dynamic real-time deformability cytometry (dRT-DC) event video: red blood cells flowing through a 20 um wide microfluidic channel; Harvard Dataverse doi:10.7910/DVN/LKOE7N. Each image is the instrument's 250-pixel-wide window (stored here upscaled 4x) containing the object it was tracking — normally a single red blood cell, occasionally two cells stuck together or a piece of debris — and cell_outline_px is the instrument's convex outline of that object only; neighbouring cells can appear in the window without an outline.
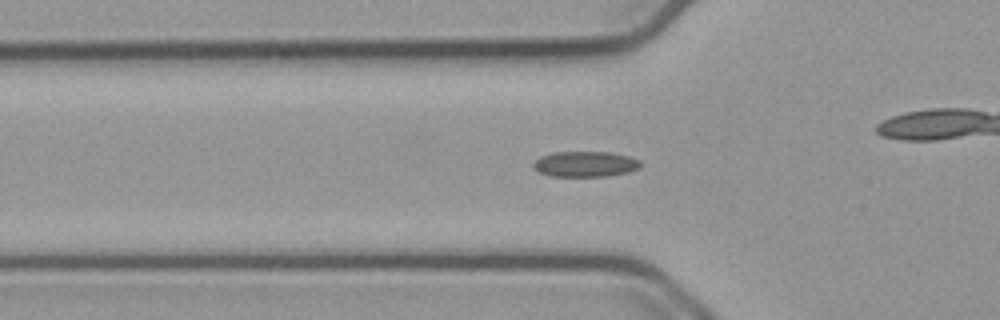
{"species": "common noctule bat (a hibernating species)", "species_latin": "Nyctalus noctula", "temperature_condition": "cold", "stored_images_in_passage": 42, "camera_frame_rate_fps": 3000, "um_per_image_px": 0.085, "animal": {"sex": "male", "body_mass_g": 23.1, "forearm_length_mm": 52.7}, "frame": {"image": 1, "passage_image": 5, "time_ms": 1.333, "image_size_px": [1000, 320], "cell_outline_px": [[640, 168], [628, 172], [608, 176], [552, 176], [540, 172], [532, 164], [540, 156], [556, 152], [608, 152], [628, 156], [640, 160]], "centroid_in_image_um": [49.77, 13.94], "position_along_channel_um": 76.0, "area_um2": 15.78}}
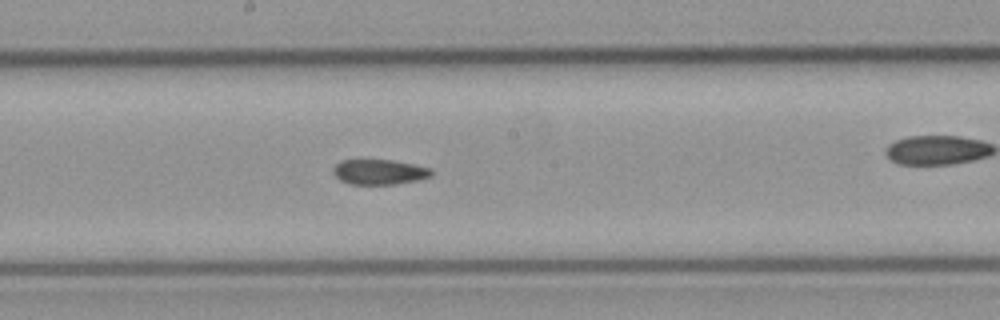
{"frame": {"image": 2, "passage_image": 16, "time_ms": 5.0, "image_size_px": [1000, 320], "cell_outline_px": [[432, 176], [420, 180], [396, 184], [348, 184], [340, 180], [332, 172], [332, 168], [340, 160], [360, 156], [392, 160], [432, 168]], "centroid_in_image_um": [32.18, 14.56], "position_along_channel_um": 216.0, "area_um2": 15.26}}
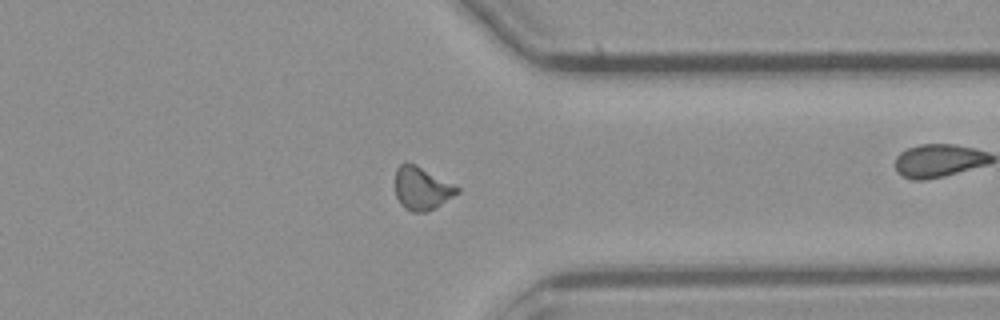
{"frame": {"image": 3, "passage_image": 29, "time_ms": 9.333, "image_size_px": [1000, 320], "cell_outline_px": [[460, 192], [428, 212], [412, 212], [404, 208], [396, 196], [396, 168], [400, 164], [416, 164], [456, 184], [460, 188]], "centroid_in_image_um": [35.89, 16.01], "position_along_channel_um": 375.5, "area_um2": 15.61}, "authors_computed_cell_mechanics": {"area_um2": 15.2303, "velocity_mm_per_s": 3.781, "shape_relaxation_time_tau1_ms": null, "shape_relaxation_time_tau2_ms": 5.4488, "deformation_change_tau1": null, "deformation_change_tau2": 0.1131}}